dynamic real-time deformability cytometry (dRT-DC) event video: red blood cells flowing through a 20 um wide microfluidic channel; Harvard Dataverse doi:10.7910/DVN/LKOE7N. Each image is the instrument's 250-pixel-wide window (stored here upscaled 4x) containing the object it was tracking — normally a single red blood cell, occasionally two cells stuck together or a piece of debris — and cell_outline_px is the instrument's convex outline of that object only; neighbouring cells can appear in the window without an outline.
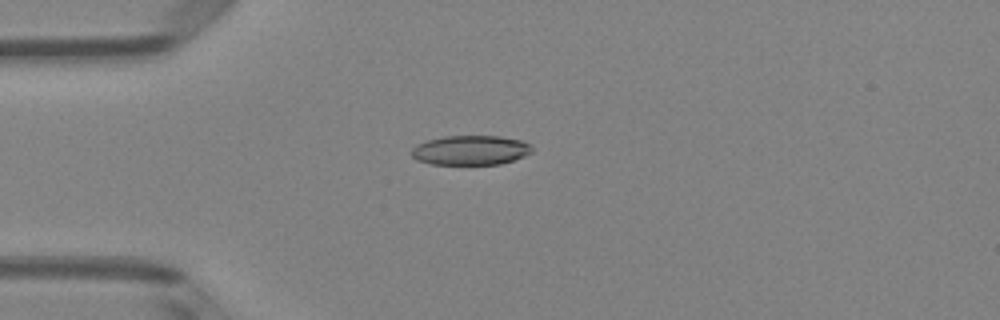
{"species": "Egyptian fruit bat (a non-hibernating species)", "species_latin": "Rousettus aegyptiacus", "temperature_condition": "room temperature", "stored_images_in_passage": 50, "camera_frame_rate_fps": 3000, "um_per_image_px": 0.085, "animal": {"sex": "female"}, "frame": {"image": 1, "passage_image": 13, "time_ms": 4.0, "image_size_px": [1000, 320], "cell_outline_px": [[532, 152], [524, 156], [500, 164], [432, 164], [416, 160], [412, 156], [412, 148], [416, 144], [428, 140], [444, 136], [500, 136], [524, 140], [532, 148]], "centroid_in_image_um": [39.99, 12.76], "position_along_channel_um": 45.0, "area_um2": 20.75}}
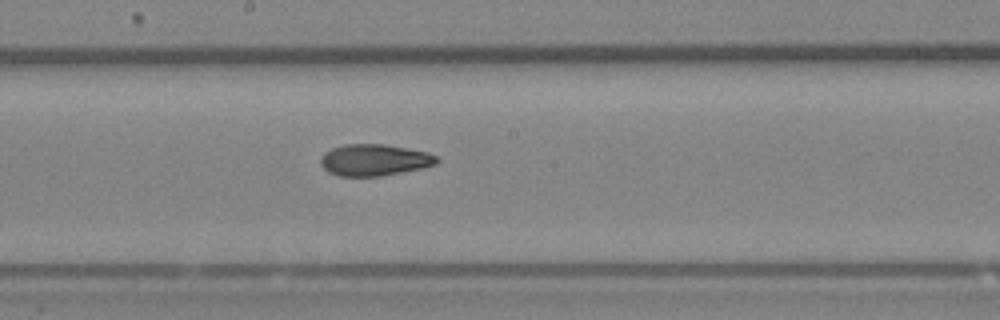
{"frame": {"image": 2, "passage_image": 27, "time_ms": 8.667, "image_size_px": [1000, 320], "cell_outline_px": [[440, 160], [436, 164], [424, 168], [380, 176], [340, 176], [328, 172], [320, 164], [320, 156], [324, 152], [332, 148], [344, 144], [384, 144], [428, 152], [436, 156]], "centroid_in_image_um": [31.81, 13.6], "position_along_channel_um": 216.4, "area_um2": 21.5}}
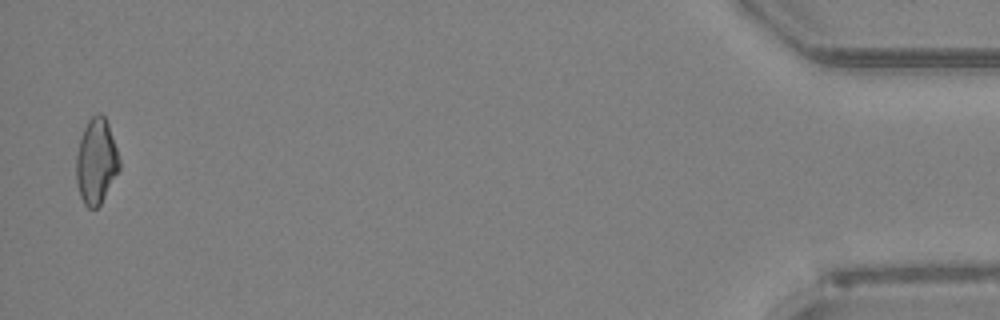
{"frame": {"image": 3, "passage_image": 49, "time_ms": 16.0, "image_size_px": [1000, 320], "cell_outline_px": [[120, 168], [100, 204], [96, 208], [88, 208], [84, 204], [80, 196], [76, 184], [76, 156], [80, 140], [84, 128], [88, 120], [92, 116], [100, 112], [104, 116], [108, 124], [120, 160]], "centroid_in_image_um": [8.16, 13.72], "position_along_channel_um": 427.0, "area_um2": 21.27}, "authors_computed_cell_mechanics": {"area_um2": 21.5016, "velocity_mm_per_s": 4.0821, "shape_relaxation_time_tau1_ms": 9.2583, "shape_relaxation_time_tau2_ms": 2.3302, "deformation_change_tau1": 0.2249, "deformation_change_tau2": 0.0812}}